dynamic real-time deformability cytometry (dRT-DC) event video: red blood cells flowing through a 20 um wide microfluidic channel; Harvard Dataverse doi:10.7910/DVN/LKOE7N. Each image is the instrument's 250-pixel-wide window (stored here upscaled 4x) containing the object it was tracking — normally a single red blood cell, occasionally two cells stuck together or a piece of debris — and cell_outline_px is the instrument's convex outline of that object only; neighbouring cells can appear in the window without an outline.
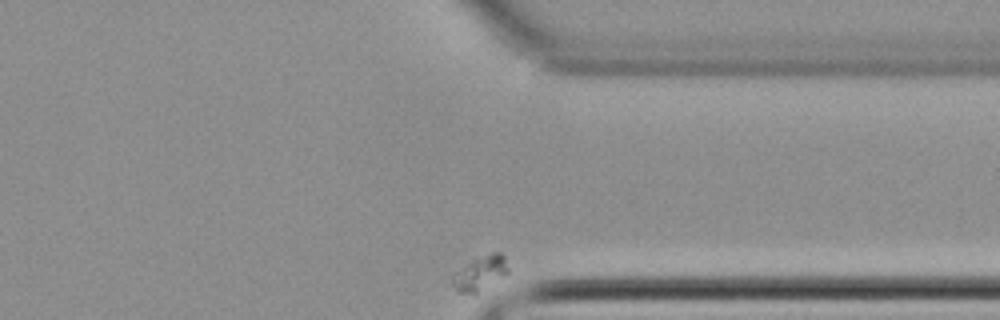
{"species": "common noctule bat (a hibernating species)", "species_latin": "Nyctalus noctula", "temperature_condition": "cold", "stored_images_in_passage": 31, "camera_frame_rate_fps": 3000, "um_per_image_px": 0.085, "animal": {"sex": "female", "body_mass_g": 22.7, "forearm_length_mm": 54.2}, "frame": {"image": 1, "passage_image": 31, "time_ms": 10.0, "image_size_px": [1000, 320], "cell_outline_px": [[508, 272], [504, 276], [476, 296], [472, 296], [460, 292], [452, 284], [452, 276], [456, 272], [472, 260], [492, 252], [500, 252], [504, 256], [508, 268]], "centroid_in_image_um": [40.83, 23.27], "position_along_channel_um": 370.6, "area_um2": 11.33}}